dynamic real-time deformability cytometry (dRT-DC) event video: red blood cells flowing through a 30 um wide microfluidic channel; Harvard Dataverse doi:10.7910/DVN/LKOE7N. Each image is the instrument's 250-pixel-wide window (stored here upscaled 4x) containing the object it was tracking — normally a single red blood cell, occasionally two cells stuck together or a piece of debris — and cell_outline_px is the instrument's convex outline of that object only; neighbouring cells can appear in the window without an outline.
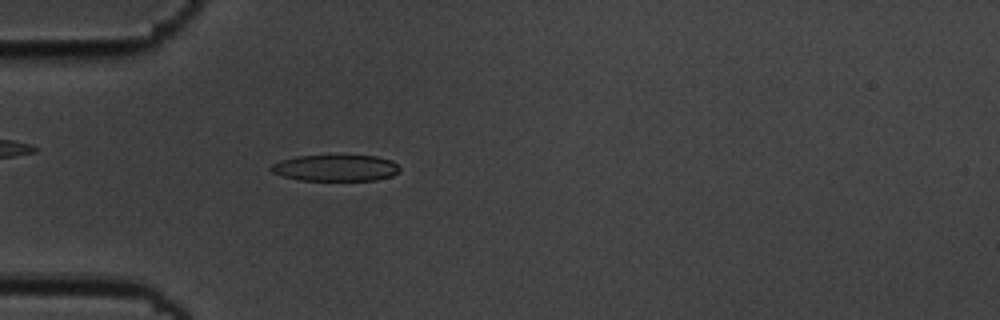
{"species": "common noctule bat (a hibernating species)", "species_latin": "Nyctalus noctula", "temperature_condition": "cold", "stored_images_in_passage": 4, "camera_frame_rate_fps": 3000, "um_per_image_px": 0.085, "animal": {"sex": "male", "body_mass_g": 19.5, "forearm_length_mm": 54.6}, "frame": {"image": 1, "passage_image": 4, "time_ms": 1.0, "image_size_px": [1000, 320], "cell_outline_px": [[400, 172], [392, 176], [376, 180], [300, 180], [284, 176], [272, 172], [268, 168], [272, 164], [280, 160], [296, 156], [376, 156], [392, 160], [400, 168]], "centroid_in_image_um": [28.53, 14.28], "position_along_channel_um": 56.5, "area_um2": 19.71}}